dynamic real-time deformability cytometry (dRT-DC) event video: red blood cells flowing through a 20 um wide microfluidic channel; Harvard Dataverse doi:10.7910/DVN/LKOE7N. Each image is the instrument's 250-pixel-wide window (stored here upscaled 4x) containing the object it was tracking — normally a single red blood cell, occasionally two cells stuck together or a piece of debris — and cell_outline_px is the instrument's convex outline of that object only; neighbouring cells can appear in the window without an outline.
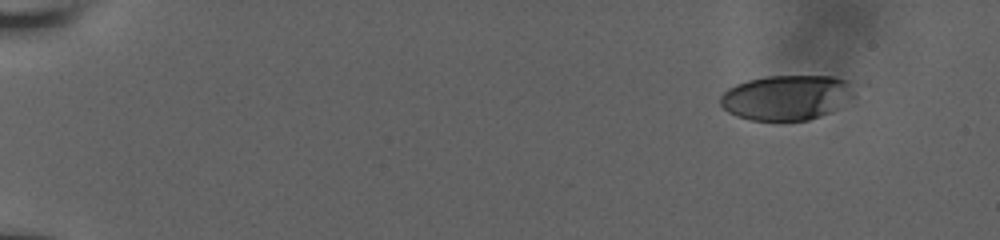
{"species": "human", "species_latin": "Homo sapiens", "temperature_condition": "room temperature", "stored_images_in_passage": 33, "camera_frame_rate_fps": 3000, "um_per_image_px": 0.085, "donor": {"sex": "male"}, "frame": {"image": 1, "passage_image": 1, "time_ms": 0.0, "image_size_px": [1000, 240], "cell_outline_px": [[848, 80], [836, 108], [820, 116], [808, 120], [748, 120], [736, 116], [728, 112], [720, 104], [720, 96], [728, 88], [736, 84], [748, 80], [768, 76], [832, 76]], "centroid_in_image_um": [66.62, 8.29], "position_along_channel_um": 18.4, "area_um2": 33.58}}
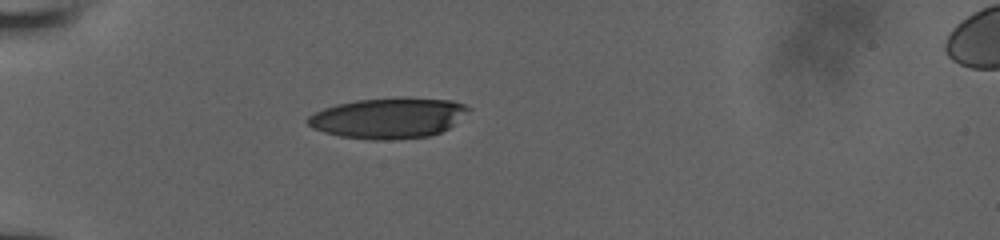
{"frame": {"image": 2, "passage_image": 28, "time_ms": 4.333, "image_size_px": [1000, 240], "cell_outline_px": [[472, 108], [468, 112], [448, 128], [440, 132], [428, 136], [392, 140], [372, 140], [340, 136], [324, 132], [312, 128], [308, 124], [308, 116], [324, 108], [336, 104], [356, 100], [452, 100], [464, 104]], "centroid_in_image_um": [32.98, 10.07], "position_along_channel_um": 52.0, "area_um2": 36.88}}